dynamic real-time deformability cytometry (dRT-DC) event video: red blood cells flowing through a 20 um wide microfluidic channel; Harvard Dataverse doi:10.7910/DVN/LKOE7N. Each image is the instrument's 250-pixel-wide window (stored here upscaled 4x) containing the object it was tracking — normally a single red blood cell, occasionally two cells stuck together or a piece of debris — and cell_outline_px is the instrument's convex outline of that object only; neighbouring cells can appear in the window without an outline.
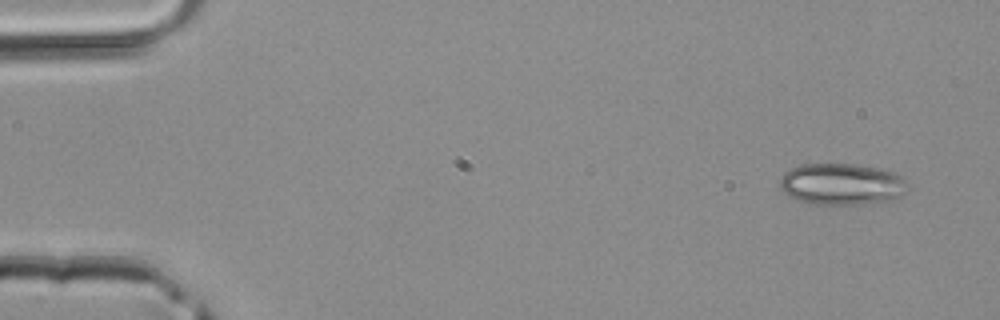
{"species": "common noctule bat (a hibernating species)", "species_latin": "Nyctalus noctula", "temperature_condition": "room temperature", "stored_images_in_passage": 4, "camera_frame_rate_fps": 3000, "um_per_image_px": 0.085, "animal": {"sex": "male", "body_mass_g": 20.4}, "frame": {"image": 1, "passage_image": 1, "time_ms": 0.0, "image_size_px": [1000, 320], "cell_outline_px": [[904, 192], [900, 196], [892, 200], [856, 204], [808, 204], [796, 200], [784, 192], [780, 188], [780, 180], [784, 172], [800, 164], [856, 164], [880, 168], [896, 172], [904, 176]], "centroid_in_image_um": [71.52, 15.64], "position_along_channel_um": 13.5, "area_um2": 30.98}}